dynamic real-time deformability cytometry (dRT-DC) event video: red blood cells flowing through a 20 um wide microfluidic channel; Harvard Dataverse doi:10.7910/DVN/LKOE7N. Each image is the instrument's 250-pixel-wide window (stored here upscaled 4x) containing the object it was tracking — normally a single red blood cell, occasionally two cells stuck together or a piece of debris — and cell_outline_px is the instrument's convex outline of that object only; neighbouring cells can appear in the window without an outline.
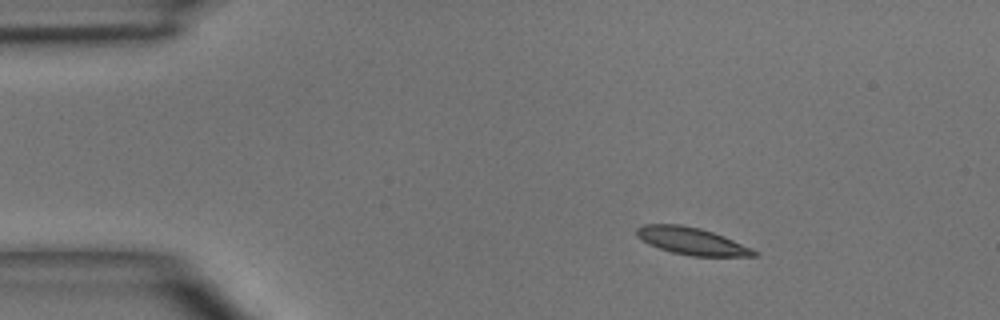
{"species": "common noctule bat (a hibernating species)", "species_latin": "Nyctalus noctula", "temperature_condition": "room temperature", "stored_images_in_passage": 5, "camera_frame_rate_fps": 3000, "um_per_image_px": 0.085, "animal": {"sex": "male", "body_mass_g": 15.6}, "frame": {"image": 1, "passage_image": 1, "time_ms": 0.0, "image_size_px": [1000, 320], "cell_outline_px": [[760, 252], [756, 256], [692, 256], [672, 252], [648, 244], [636, 236], [636, 228], [644, 224], [680, 224], [700, 228], [724, 236], [752, 248]], "centroid_in_image_um": [58.8, 20.49], "position_along_channel_um": 26.2, "area_um2": 18.61}}
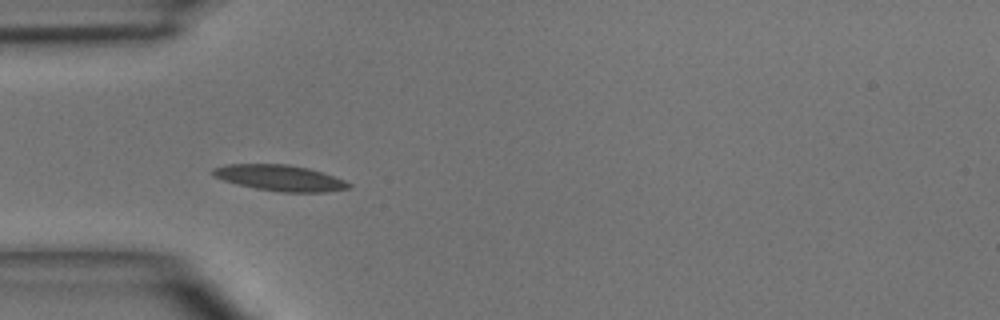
{"frame": {"image": 2, "passage_image": 3, "time_ms": 2.333, "image_size_px": [1000, 320], "cell_outline_px": [[352, 188], [324, 192], [284, 192], [256, 188], [236, 184], [212, 176], [208, 172], [212, 168], [224, 164], [288, 164], [308, 168], [324, 172], [344, 180], [352, 184]], "centroid_in_image_um": [23.77, 15.11], "position_along_channel_um": 61.2, "area_um2": 20.75}}
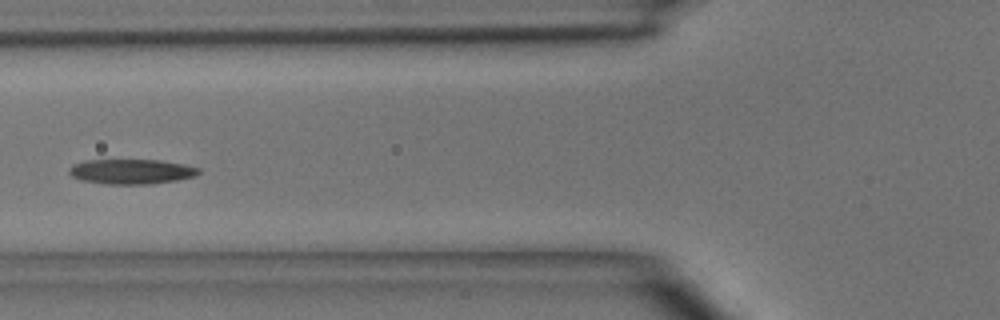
{"frame": {"image": 3, "passage_image": 4, "time_ms": 3.667, "image_size_px": [1000, 320], "cell_outline_px": [[200, 172], [196, 176], [176, 180], [152, 184], [104, 184], [84, 180], [72, 176], [68, 172], [68, 168], [72, 164], [84, 160], [160, 160], [184, 164], [200, 168]], "centroid_in_image_um": [11.16, 14.58], "position_along_channel_um": 114.6, "area_um2": 18.9}}